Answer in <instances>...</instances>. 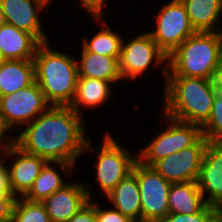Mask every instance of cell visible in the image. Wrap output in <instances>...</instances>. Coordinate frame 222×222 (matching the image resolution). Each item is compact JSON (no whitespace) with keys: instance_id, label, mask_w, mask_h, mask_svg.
Listing matches in <instances>:
<instances>
[{"instance_id":"6da1fadb","label":"cell","mask_w":222,"mask_h":222,"mask_svg":"<svg viewBox=\"0 0 222 222\" xmlns=\"http://www.w3.org/2000/svg\"><path fill=\"white\" fill-rule=\"evenodd\" d=\"M83 119L69 106H49L12 141L24 152L46 161L74 165L80 154L93 150L84 137Z\"/></svg>"},{"instance_id":"7a4b0ae2","label":"cell","mask_w":222,"mask_h":222,"mask_svg":"<svg viewBox=\"0 0 222 222\" xmlns=\"http://www.w3.org/2000/svg\"><path fill=\"white\" fill-rule=\"evenodd\" d=\"M169 65V67H168ZM166 76L220 79L222 32H196L168 55Z\"/></svg>"},{"instance_id":"3957f363","label":"cell","mask_w":222,"mask_h":222,"mask_svg":"<svg viewBox=\"0 0 222 222\" xmlns=\"http://www.w3.org/2000/svg\"><path fill=\"white\" fill-rule=\"evenodd\" d=\"M164 115L202 126L212 111L217 79L166 76Z\"/></svg>"},{"instance_id":"277c9868","label":"cell","mask_w":222,"mask_h":222,"mask_svg":"<svg viewBox=\"0 0 222 222\" xmlns=\"http://www.w3.org/2000/svg\"><path fill=\"white\" fill-rule=\"evenodd\" d=\"M41 43L33 58L35 81L51 106H70L78 79L77 60Z\"/></svg>"},{"instance_id":"5b68a950","label":"cell","mask_w":222,"mask_h":222,"mask_svg":"<svg viewBox=\"0 0 222 222\" xmlns=\"http://www.w3.org/2000/svg\"><path fill=\"white\" fill-rule=\"evenodd\" d=\"M163 116L169 127L137 155L138 161L146 166H152L156 161L194 145L203 136L200 125Z\"/></svg>"},{"instance_id":"8992f818","label":"cell","mask_w":222,"mask_h":222,"mask_svg":"<svg viewBox=\"0 0 222 222\" xmlns=\"http://www.w3.org/2000/svg\"><path fill=\"white\" fill-rule=\"evenodd\" d=\"M51 104L35 81L33 84L0 97V123L7 132L13 126L29 124L44 113Z\"/></svg>"},{"instance_id":"52a82bcc","label":"cell","mask_w":222,"mask_h":222,"mask_svg":"<svg viewBox=\"0 0 222 222\" xmlns=\"http://www.w3.org/2000/svg\"><path fill=\"white\" fill-rule=\"evenodd\" d=\"M132 172L139 184L142 222H160L169 213L168 194L172 183L152 166H146L138 160Z\"/></svg>"},{"instance_id":"ba28073f","label":"cell","mask_w":222,"mask_h":222,"mask_svg":"<svg viewBox=\"0 0 222 222\" xmlns=\"http://www.w3.org/2000/svg\"><path fill=\"white\" fill-rule=\"evenodd\" d=\"M156 19L157 28L148 33L167 56L196 33L181 0H172L164 5Z\"/></svg>"},{"instance_id":"9c48e42d","label":"cell","mask_w":222,"mask_h":222,"mask_svg":"<svg viewBox=\"0 0 222 222\" xmlns=\"http://www.w3.org/2000/svg\"><path fill=\"white\" fill-rule=\"evenodd\" d=\"M103 140V145L99 147L96 181L107 196L122 179L132 172L138 158L134 154L131 155V152L123 146L121 147V144L109 133Z\"/></svg>"},{"instance_id":"30bf717a","label":"cell","mask_w":222,"mask_h":222,"mask_svg":"<svg viewBox=\"0 0 222 222\" xmlns=\"http://www.w3.org/2000/svg\"><path fill=\"white\" fill-rule=\"evenodd\" d=\"M153 61L159 65L161 62H167L168 56L158 47L148 32L140 33L125 44L124 41L122 42L119 69L123 80L139 77Z\"/></svg>"},{"instance_id":"8fae6325","label":"cell","mask_w":222,"mask_h":222,"mask_svg":"<svg viewBox=\"0 0 222 222\" xmlns=\"http://www.w3.org/2000/svg\"><path fill=\"white\" fill-rule=\"evenodd\" d=\"M208 143L202 136L194 145L156 161L152 167L170 183L196 181Z\"/></svg>"},{"instance_id":"7c38bea8","label":"cell","mask_w":222,"mask_h":222,"mask_svg":"<svg viewBox=\"0 0 222 222\" xmlns=\"http://www.w3.org/2000/svg\"><path fill=\"white\" fill-rule=\"evenodd\" d=\"M3 154L7 157H18L8 168L9 187L14 196L24 197L33 186L47 161L37 155L24 152L13 141Z\"/></svg>"},{"instance_id":"4fadbf2b","label":"cell","mask_w":222,"mask_h":222,"mask_svg":"<svg viewBox=\"0 0 222 222\" xmlns=\"http://www.w3.org/2000/svg\"><path fill=\"white\" fill-rule=\"evenodd\" d=\"M196 182L206 204L222 209V143L207 144Z\"/></svg>"},{"instance_id":"5bb4252c","label":"cell","mask_w":222,"mask_h":222,"mask_svg":"<svg viewBox=\"0 0 222 222\" xmlns=\"http://www.w3.org/2000/svg\"><path fill=\"white\" fill-rule=\"evenodd\" d=\"M84 183H68L42 201L51 222H68L89 200Z\"/></svg>"},{"instance_id":"9a60e30c","label":"cell","mask_w":222,"mask_h":222,"mask_svg":"<svg viewBox=\"0 0 222 222\" xmlns=\"http://www.w3.org/2000/svg\"><path fill=\"white\" fill-rule=\"evenodd\" d=\"M46 4L44 0H0L7 23L33 35L40 43L49 41L42 31L37 15Z\"/></svg>"},{"instance_id":"2e32d148","label":"cell","mask_w":222,"mask_h":222,"mask_svg":"<svg viewBox=\"0 0 222 222\" xmlns=\"http://www.w3.org/2000/svg\"><path fill=\"white\" fill-rule=\"evenodd\" d=\"M41 43L31 34L6 23L0 27L2 60H33Z\"/></svg>"},{"instance_id":"e0dca14e","label":"cell","mask_w":222,"mask_h":222,"mask_svg":"<svg viewBox=\"0 0 222 222\" xmlns=\"http://www.w3.org/2000/svg\"><path fill=\"white\" fill-rule=\"evenodd\" d=\"M117 211L134 222H142L141 200L137 176L131 172L107 195Z\"/></svg>"},{"instance_id":"ac0fdd59","label":"cell","mask_w":222,"mask_h":222,"mask_svg":"<svg viewBox=\"0 0 222 222\" xmlns=\"http://www.w3.org/2000/svg\"><path fill=\"white\" fill-rule=\"evenodd\" d=\"M35 82L33 60H2L0 63V97L28 87Z\"/></svg>"},{"instance_id":"d6986e66","label":"cell","mask_w":222,"mask_h":222,"mask_svg":"<svg viewBox=\"0 0 222 222\" xmlns=\"http://www.w3.org/2000/svg\"><path fill=\"white\" fill-rule=\"evenodd\" d=\"M77 63L78 77L97 78L111 83L122 79L119 59L115 57L88 52L82 47L81 59Z\"/></svg>"},{"instance_id":"ffe728a7","label":"cell","mask_w":222,"mask_h":222,"mask_svg":"<svg viewBox=\"0 0 222 222\" xmlns=\"http://www.w3.org/2000/svg\"><path fill=\"white\" fill-rule=\"evenodd\" d=\"M196 181L172 183L168 194L169 213L195 214L205 205Z\"/></svg>"},{"instance_id":"44dd1931","label":"cell","mask_w":222,"mask_h":222,"mask_svg":"<svg viewBox=\"0 0 222 222\" xmlns=\"http://www.w3.org/2000/svg\"><path fill=\"white\" fill-rule=\"evenodd\" d=\"M181 2L196 32H219L220 29L215 25L222 12V0H181Z\"/></svg>"},{"instance_id":"7402d4cb","label":"cell","mask_w":222,"mask_h":222,"mask_svg":"<svg viewBox=\"0 0 222 222\" xmlns=\"http://www.w3.org/2000/svg\"><path fill=\"white\" fill-rule=\"evenodd\" d=\"M51 164H53V166L56 165L62 167L64 173L67 174L71 172L72 167L75 166L66 162L47 161L42 167L38 178L34 181L33 186L24 196L26 200L32 202H42L54 192L68 184V182L65 183V181H63L57 170H55Z\"/></svg>"},{"instance_id":"603a6c76","label":"cell","mask_w":222,"mask_h":222,"mask_svg":"<svg viewBox=\"0 0 222 222\" xmlns=\"http://www.w3.org/2000/svg\"><path fill=\"white\" fill-rule=\"evenodd\" d=\"M110 83L97 78L78 77L75 96L69 107L80 114V105L87 108L102 105L111 95Z\"/></svg>"},{"instance_id":"cb8c5ba5","label":"cell","mask_w":222,"mask_h":222,"mask_svg":"<svg viewBox=\"0 0 222 222\" xmlns=\"http://www.w3.org/2000/svg\"><path fill=\"white\" fill-rule=\"evenodd\" d=\"M103 26L104 28L92 37L91 40L84 39V44L82 45L88 52L112 56L119 59L123 40L119 34L111 31L105 24Z\"/></svg>"},{"instance_id":"d4e9b609","label":"cell","mask_w":222,"mask_h":222,"mask_svg":"<svg viewBox=\"0 0 222 222\" xmlns=\"http://www.w3.org/2000/svg\"><path fill=\"white\" fill-rule=\"evenodd\" d=\"M202 135L210 143H222V81L215 84V99L209 119L201 126Z\"/></svg>"},{"instance_id":"484cf974","label":"cell","mask_w":222,"mask_h":222,"mask_svg":"<svg viewBox=\"0 0 222 222\" xmlns=\"http://www.w3.org/2000/svg\"><path fill=\"white\" fill-rule=\"evenodd\" d=\"M11 222H51L42 202L16 199Z\"/></svg>"},{"instance_id":"4316f807","label":"cell","mask_w":222,"mask_h":222,"mask_svg":"<svg viewBox=\"0 0 222 222\" xmlns=\"http://www.w3.org/2000/svg\"><path fill=\"white\" fill-rule=\"evenodd\" d=\"M217 209L214 206L206 204L195 214L168 213L160 222H208L210 216Z\"/></svg>"},{"instance_id":"83f0119b","label":"cell","mask_w":222,"mask_h":222,"mask_svg":"<svg viewBox=\"0 0 222 222\" xmlns=\"http://www.w3.org/2000/svg\"><path fill=\"white\" fill-rule=\"evenodd\" d=\"M95 213L98 222H134L128 216L123 215L120 211L113 209H103L95 204Z\"/></svg>"},{"instance_id":"f1b7e54d","label":"cell","mask_w":222,"mask_h":222,"mask_svg":"<svg viewBox=\"0 0 222 222\" xmlns=\"http://www.w3.org/2000/svg\"><path fill=\"white\" fill-rule=\"evenodd\" d=\"M68 222H98L95 213V204L92 200H89V202L72 216Z\"/></svg>"},{"instance_id":"f546056e","label":"cell","mask_w":222,"mask_h":222,"mask_svg":"<svg viewBox=\"0 0 222 222\" xmlns=\"http://www.w3.org/2000/svg\"><path fill=\"white\" fill-rule=\"evenodd\" d=\"M16 199L14 195L0 197V222H11Z\"/></svg>"},{"instance_id":"4dcf8cb0","label":"cell","mask_w":222,"mask_h":222,"mask_svg":"<svg viewBox=\"0 0 222 222\" xmlns=\"http://www.w3.org/2000/svg\"><path fill=\"white\" fill-rule=\"evenodd\" d=\"M105 0H81L82 2L81 6L85 7V9L90 12L93 16H95V19L97 21H102V13H103V6Z\"/></svg>"},{"instance_id":"1f68e13d","label":"cell","mask_w":222,"mask_h":222,"mask_svg":"<svg viewBox=\"0 0 222 222\" xmlns=\"http://www.w3.org/2000/svg\"><path fill=\"white\" fill-rule=\"evenodd\" d=\"M5 195H13L9 187L8 167L0 163V197Z\"/></svg>"},{"instance_id":"d6a6232c","label":"cell","mask_w":222,"mask_h":222,"mask_svg":"<svg viewBox=\"0 0 222 222\" xmlns=\"http://www.w3.org/2000/svg\"><path fill=\"white\" fill-rule=\"evenodd\" d=\"M208 222H222V209L218 208L209 218Z\"/></svg>"},{"instance_id":"836d02e7","label":"cell","mask_w":222,"mask_h":222,"mask_svg":"<svg viewBox=\"0 0 222 222\" xmlns=\"http://www.w3.org/2000/svg\"><path fill=\"white\" fill-rule=\"evenodd\" d=\"M11 141L12 140H7V142L5 141V142H0V152H5L6 151V149H7V147L9 146V144L11 143ZM1 145H2V147H1ZM3 150V151H2ZM1 156V155H0ZM0 163H2V157H0Z\"/></svg>"},{"instance_id":"e575fe53","label":"cell","mask_w":222,"mask_h":222,"mask_svg":"<svg viewBox=\"0 0 222 222\" xmlns=\"http://www.w3.org/2000/svg\"><path fill=\"white\" fill-rule=\"evenodd\" d=\"M6 23H7L6 17H5V15L2 12L1 7H0V27L5 25Z\"/></svg>"},{"instance_id":"d590c367","label":"cell","mask_w":222,"mask_h":222,"mask_svg":"<svg viewBox=\"0 0 222 222\" xmlns=\"http://www.w3.org/2000/svg\"><path fill=\"white\" fill-rule=\"evenodd\" d=\"M4 134H6V131L3 129L1 123H0V142L4 141L2 137H4Z\"/></svg>"}]
</instances>
